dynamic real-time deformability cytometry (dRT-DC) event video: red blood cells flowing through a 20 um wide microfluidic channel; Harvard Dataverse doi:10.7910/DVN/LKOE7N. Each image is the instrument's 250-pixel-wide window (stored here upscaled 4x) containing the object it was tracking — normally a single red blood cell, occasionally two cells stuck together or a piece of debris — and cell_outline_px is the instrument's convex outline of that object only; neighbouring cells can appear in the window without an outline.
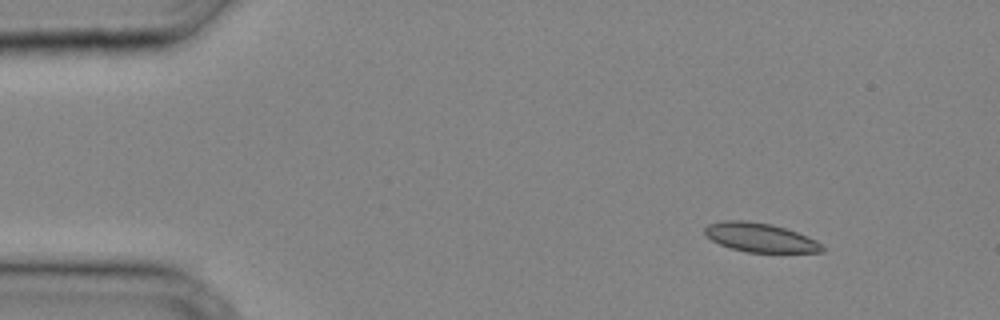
{"species": "common noctule bat (a hibernating species)", "species_latin": "Nyctalus noctula", "temperature_condition": "cold", "stored_images_in_passage": 8, "camera_frame_rate_fps": 3000, "um_per_image_px": 0.085, "animal": {"sex": "male", "body_mass_g": 20.4}, "frame": {"image": 1, "passage_image": 1, "time_ms": 0.0, "image_size_px": [1000, 320], "cell_outline_px": [[824, 252], [748, 252], [732, 248], [720, 244], [712, 240], [704, 232], [704, 228], [708, 224], [724, 220], [748, 220], [772, 224], [796, 232], [816, 240], [824, 248]], "centroid_in_image_um": [64.6, 20.18], "position_along_channel_um": 20.4, "area_um2": 19.65}}